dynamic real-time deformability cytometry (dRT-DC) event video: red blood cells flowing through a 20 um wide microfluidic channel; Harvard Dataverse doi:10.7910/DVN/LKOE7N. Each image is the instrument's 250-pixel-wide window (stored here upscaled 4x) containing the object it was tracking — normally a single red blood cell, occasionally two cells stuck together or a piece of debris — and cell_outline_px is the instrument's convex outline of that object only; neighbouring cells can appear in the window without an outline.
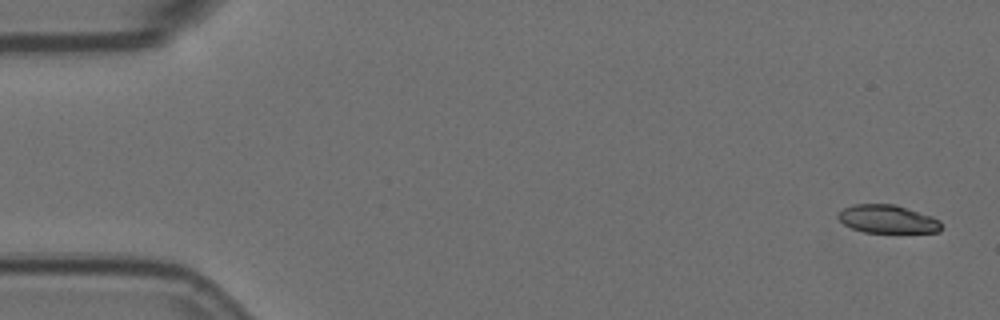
{"species": "Egyptian fruit bat (a non-hibernating species)", "species_latin": "Rousettus aegyptiacus", "temperature_condition": "room temperature", "stored_images_in_passage": 4, "camera_frame_rate_fps": 3000, "um_per_image_px": 0.085, "animal": {"sex": "female"}, "frame": {"image": 1, "passage_image": 1, "time_ms": 0.0, "image_size_px": [1000, 320], "cell_outline_px": [[940, 232], [864, 232], [852, 228], [844, 224], [836, 216], [836, 212], [852, 204], [896, 204], [932, 216], [940, 220]], "centroid_in_image_um": [75.41, 18.61], "position_along_channel_um": 9.6, "area_um2": 16.99}}
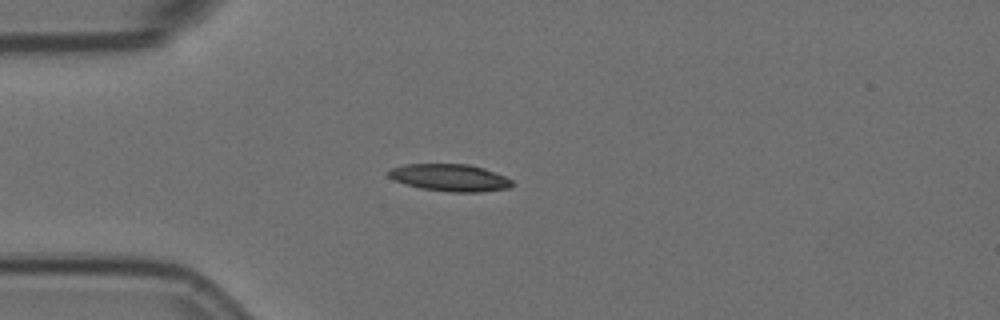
{"frame": {"image": 2, "passage_image": 4, "time_ms": 1.0, "image_size_px": [1000, 320], "cell_outline_px": [[512, 184], [508, 188], [480, 192], [452, 192], [420, 188], [404, 184], [392, 180], [384, 172], [392, 168], [404, 164], [468, 164], [484, 168], [504, 176], [512, 180]], "centroid_in_image_um": [38.17, 15.1], "position_along_channel_um": 46.8, "area_um2": 19.65}}